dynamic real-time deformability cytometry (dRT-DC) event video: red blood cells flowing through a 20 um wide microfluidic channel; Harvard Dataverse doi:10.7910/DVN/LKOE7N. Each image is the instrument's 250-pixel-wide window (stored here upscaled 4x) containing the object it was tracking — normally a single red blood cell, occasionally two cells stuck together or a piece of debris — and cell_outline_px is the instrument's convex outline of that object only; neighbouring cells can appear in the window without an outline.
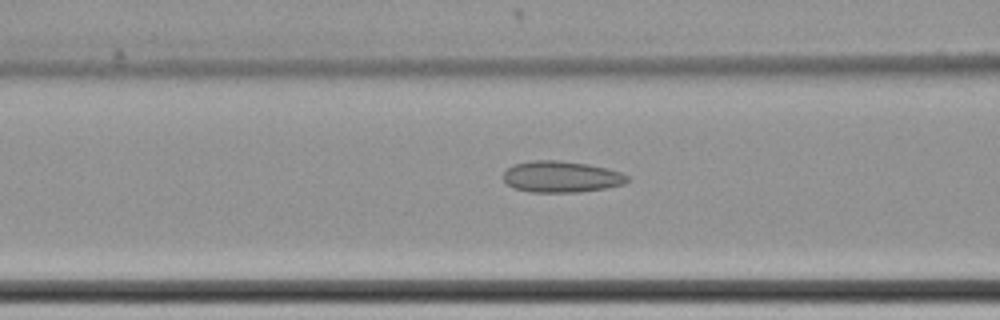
{"species": "common noctule bat (a hibernating species)", "species_latin": "Nyctalus noctula", "temperature_condition": "cold", "stored_images_in_passage": 46, "camera_frame_rate_fps": 3000, "um_per_image_px": 0.085, "animal": {"sex": "female", "body_mass_g": 22.7, "forearm_length_mm": 54.2}, "frame": {"image": 1, "passage_image": 11, "time_ms": 3.333, "image_size_px": [1000, 320], "cell_outline_px": [[628, 180], [624, 184], [604, 188], [576, 192], [532, 192], [512, 188], [504, 180], [504, 172], [512, 164], [532, 160], [560, 160], [588, 164], [620, 172], [628, 176]], "centroid_in_image_um": [47.67, 15.01], "position_along_channel_um": 118.9, "area_um2": 22.54}}
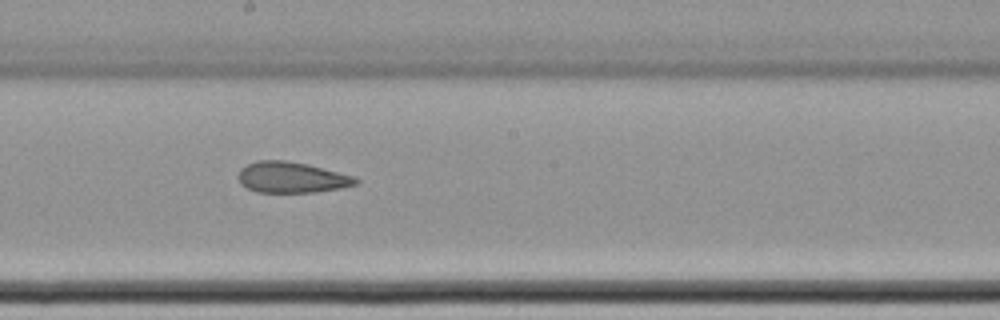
{"frame": {"image": 2, "passage_image": 20, "time_ms": 6.333, "image_size_px": [1000, 320], "cell_outline_px": [[360, 180], [356, 184], [344, 188], [316, 192], [256, 192], [240, 184], [236, 176], [240, 168], [256, 160], [284, 160], [308, 164], [352, 176]], "centroid_in_image_um": [24.75, 15.08], "position_along_channel_um": 223.5, "area_um2": 21.27}}
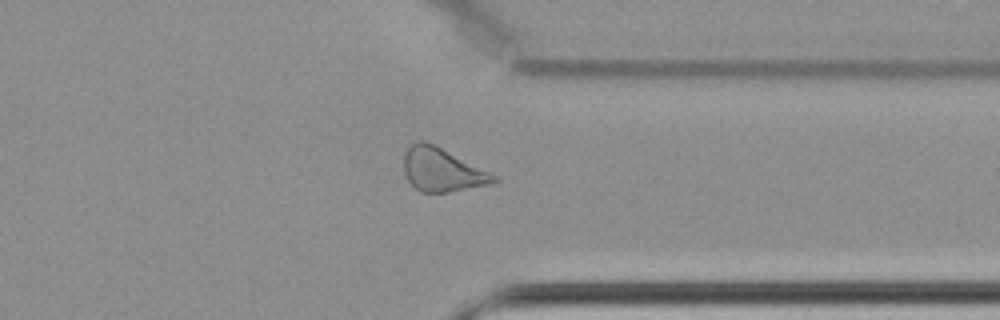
{"frame": {"image": 3, "passage_image": 33, "time_ms": 10.667, "image_size_px": [1000, 320], "cell_outline_px": [[500, 180], [488, 184], [448, 192], [420, 192], [408, 180], [404, 172], [404, 152], [412, 144], [420, 140], [424, 140], [500, 176]], "centroid_in_image_um": [37.59, 14.44], "position_along_channel_um": 373.8, "area_um2": 22.6}, "authors_computed_cell_mechanics": {"area_um2": 22.6287, "velocity_mm_per_s": 3.4818, "shape_relaxation_time_tau1_ms": null, "shape_relaxation_time_tau2_ms": 3.9966, "deformation_change_tau1": null, "deformation_change_tau2": 0.1192}}